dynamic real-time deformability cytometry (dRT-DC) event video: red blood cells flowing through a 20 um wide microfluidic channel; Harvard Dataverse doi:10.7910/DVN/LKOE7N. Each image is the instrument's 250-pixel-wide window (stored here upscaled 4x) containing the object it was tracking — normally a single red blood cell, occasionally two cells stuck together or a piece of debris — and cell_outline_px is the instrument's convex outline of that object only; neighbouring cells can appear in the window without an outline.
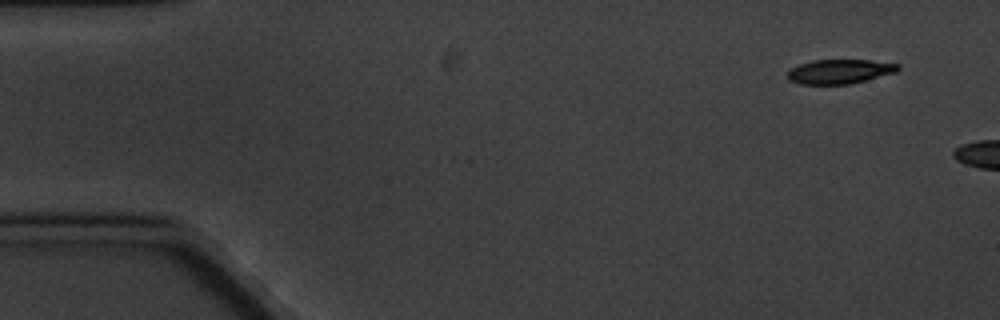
{"species": "common noctule bat (a hibernating species)", "species_latin": "Nyctalus noctula", "temperature_condition": "cold", "stored_images_in_passage": 4, "camera_frame_rate_fps": 3000, "um_per_image_px": 0.085, "animal": {"sex": "male", "body_mass_g": 20.1, "forearm_length_mm": 53.5}, "frame": {"image": 1, "passage_image": 1, "time_ms": 0.0, "image_size_px": [1000, 320], "cell_outline_px": [[900, 68], [896, 72], [852, 84], [800, 84], [788, 80], [784, 76], [792, 68], [800, 64], [812, 60], [868, 60], [900, 64]], "centroid_in_image_um": [71.35, 6.08], "position_along_channel_um": 13.6, "area_um2": 15.78}}